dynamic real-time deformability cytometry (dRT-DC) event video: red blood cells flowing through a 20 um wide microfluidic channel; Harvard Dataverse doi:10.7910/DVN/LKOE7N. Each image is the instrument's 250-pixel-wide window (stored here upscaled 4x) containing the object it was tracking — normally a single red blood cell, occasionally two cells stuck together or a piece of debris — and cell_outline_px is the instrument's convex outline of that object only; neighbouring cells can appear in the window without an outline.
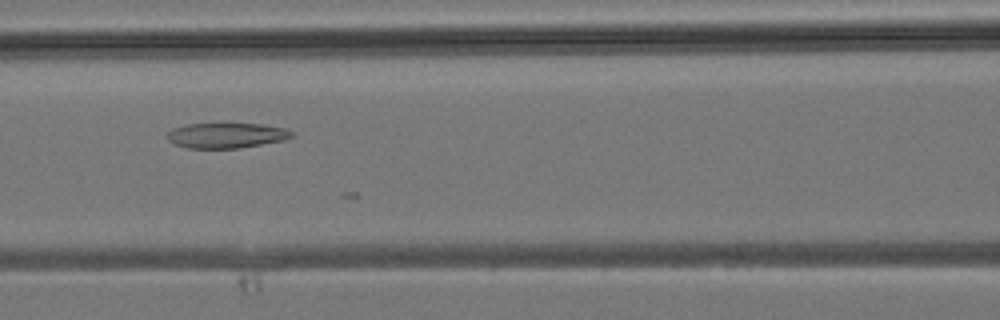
{"species": "common noctule bat (a hibernating species)", "species_latin": "Nyctalus noctula", "temperature_condition": "room temperature", "stored_images_in_passage": 12, "camera_frame_rate_fps": 3000, "um_per_image_px": 0.085, "animal": {"sex": "male", "body_mass_g": 19.2, "forearm_length_mm": 51.8}, "frame": {"image": 1, "passage_image": 7, "time_ms": 2.0, "image_size_px": [1000, 320], "cell_outline_px": [[296, 136], [284, 140], [236, 148], [188, 148], [172, 144], [168, 140], [168, 132], [172, 128], [188, 124], [224, 120], [260, 124], [284, 128], [292, 132]], "centroid_in_image_um": [19.21, 11.45], "position_along_channel_um": 147.4, "area_um2": 19.19}}
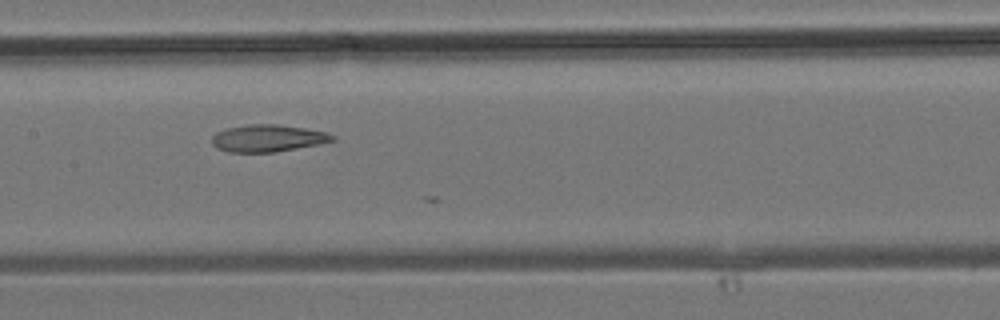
{"frame": {"image": 2, "passage_image": 9, "time_ms": 2.667, "image_size_px": [1000, 320], "cell_outline_px": [[336, 140], [320, 144], [276, 152], [228, 152], [216, 148], [212, 144], [212, 136], [216, 132], [228, 128], [248, 124], [276, 124], [304, 128], [324, 132], [336, 136]], "centroid_in_image_um": [22.76, 11.75], "position_along_channel_um": 184.6, "area_um2": 19.07}}
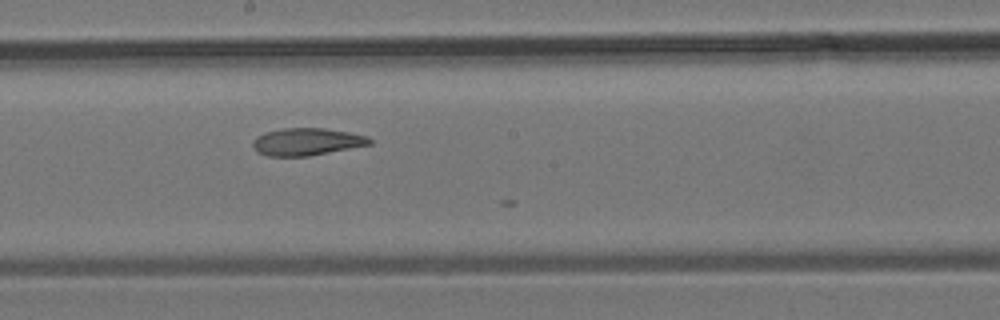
{"frame": {"image": 3, "passage_image": 11, "time_ms": 3.333, "image_size_px": [1000, 320], "cell_outline_px": [[372, 144], [308, 156], [268, 156], [256, 152], [252, 144], [252, 140], [256, 136], [264, 132], [284, 128], [324, 128], [348, 132], [368, 136], [372, 140]], "centroid_in_image_um": [26.04, 12.04], "position_along_channel_um": 222.2, "area_um2": 18.67}}